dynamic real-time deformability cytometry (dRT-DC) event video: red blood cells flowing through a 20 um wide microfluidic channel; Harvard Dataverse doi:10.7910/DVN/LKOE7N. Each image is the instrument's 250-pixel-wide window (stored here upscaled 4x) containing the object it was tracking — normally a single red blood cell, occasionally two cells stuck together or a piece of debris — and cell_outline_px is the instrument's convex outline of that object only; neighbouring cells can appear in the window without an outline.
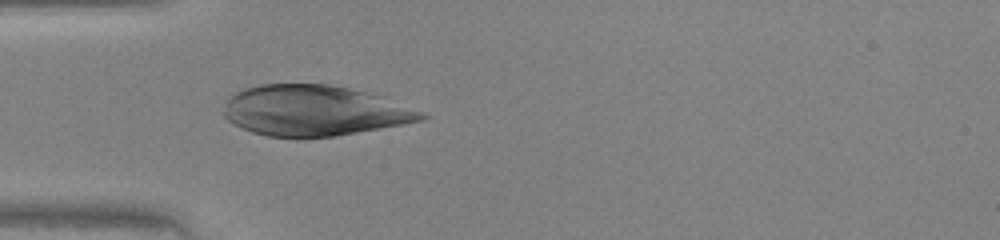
{"species": "human", "species_latin": "Homo sapiens", "temperature_condition": "warm", "stored_images_in_passage": 47, "camera_frame_rate_fps": 3000, "um_per_image_px": 0.085, "donor": {"sex": "female"}, "frame": {"image": 1, "passage_image": 14, "time_ms": 4.333, "image_size_px": [1000, 240], "cell_outline_px": [[428, 116], [424, 120], [404, 124], [336, 136], [304, 140], [296, 140], [268, 136], [252, 132], [240, 128], [232, 124], [224, 116], [224, 112], [228, 100], [236, 92], [244, 88], [260, 84], [328, 84], [348, 88], [380, 96], [420, 112]], "centroid_in_image_um": [26.64, 9.44], "position_along_channel_um": 58.4, "area_um2": 58.44}}
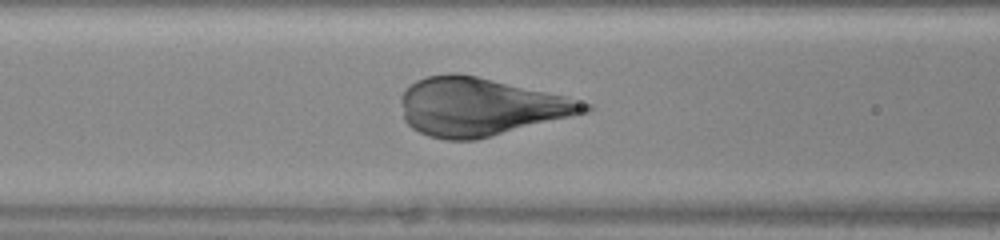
{"frame": {"image": 2, "passage_image": 19, "time_ms": 6.0, "image_size_px": [1000, 240], "cell_outline_px": [[592, 108], [588, 112], [476, 140], [444, 140], [428, 136], [412, 128], [404, 120], [400, 100], [400, 96], [416, 80], [428, 76], [448, 72], [456, 72], [476, 76], [564, 96], [592, 104]], "centroid_in_image_um": [40.79, 9.08], "position_along_channel_um": 125.8, "area_um2": 61.67}}